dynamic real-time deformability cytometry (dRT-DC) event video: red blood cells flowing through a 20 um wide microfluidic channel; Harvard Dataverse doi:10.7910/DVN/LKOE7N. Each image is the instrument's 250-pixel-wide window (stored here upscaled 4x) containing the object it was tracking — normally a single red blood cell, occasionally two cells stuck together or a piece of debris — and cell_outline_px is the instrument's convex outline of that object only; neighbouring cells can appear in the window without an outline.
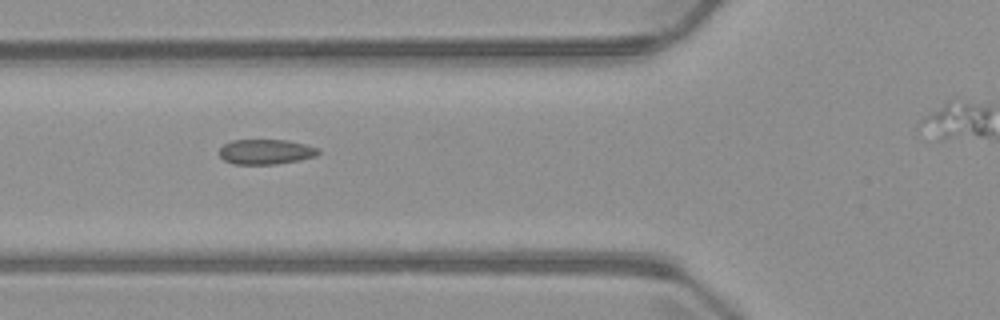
{"species": "common noctule bat (a hibernating species)", "species_latin": "Nyctalus noctula", "temperature_condition": "warm", "stored_images_in_passage": 8, "segment_of_instrument_passage": [1, 2], "camera_frame_rate_fps": 3000, "um_per_image_px": 0.085, "animal": {"sex": "male", "body_mass_g": 23.1, "forearm_length_mm": 52.7}, "frame": {"image": 1, "passage_image": 5, "time_ms": 4.667, "image_size_px": [1000, 320], "cell_outline_px": [[320, 152], [316, 156], [300, 160], [276, 164], [232, 164], [224, 160], [220, 156], [220, 148], [224, 144], [232, 140], [288, 140], [320, 148]], "centroid_in_image_um": [22.61, 12.9], "position_along_channel_um": 103.2, "area_um2": 14.51}}
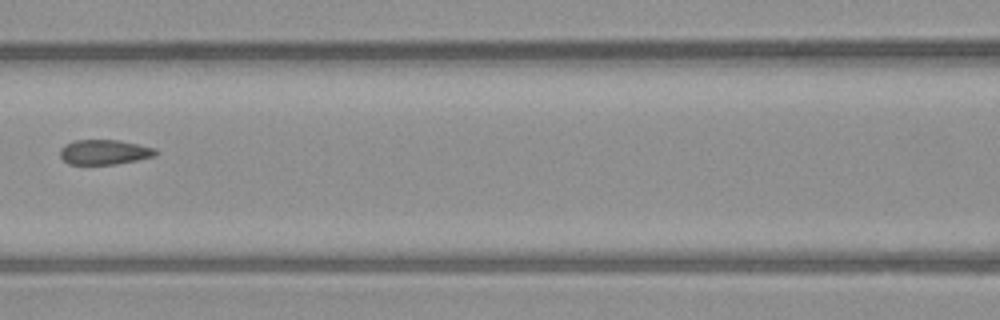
{"frame": {"image": 2, "passage_image": 6, "time_ms": 6.0, "image_size_px": [1000, 320], "cell_outline_px": [[160, 152], [156, 156], [116, 164], [68, 164], [60, 156], [60, 148], [64, 144], [72, 140], [120, 140], [156, 148]], "centroid_in_image_um": [8.89, 12.92], "position_along_channel_um": 157.7, "area_um2": 14.05}}
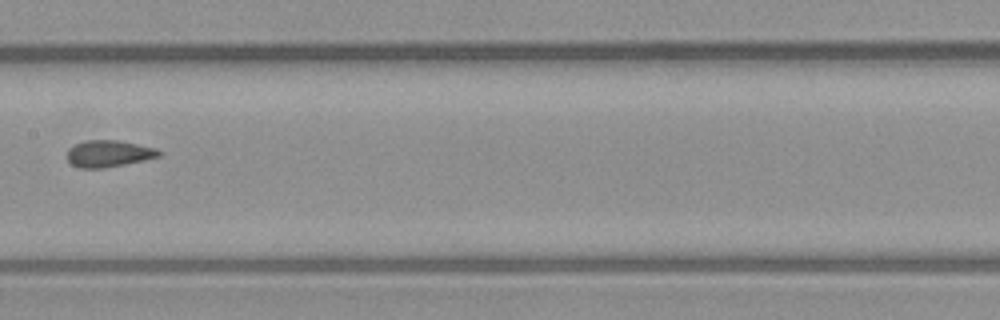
{"frame": {"image": 3, "passage_image": 7, "time_ms": 7.0, "image_size_px": [1000, 320], "cell_outline_px": [[164, 152], [160, 156], [144, 160], [104, 168], [80, 168], [72, 164], [68, 160], [68, 148], [76, 144], [88, 140], [120, 140], [156, 148]], "centroid_in_image_um": [9.28, 13.05], "position_along_channel_um": 198.1, "area_um2": 14.28}}